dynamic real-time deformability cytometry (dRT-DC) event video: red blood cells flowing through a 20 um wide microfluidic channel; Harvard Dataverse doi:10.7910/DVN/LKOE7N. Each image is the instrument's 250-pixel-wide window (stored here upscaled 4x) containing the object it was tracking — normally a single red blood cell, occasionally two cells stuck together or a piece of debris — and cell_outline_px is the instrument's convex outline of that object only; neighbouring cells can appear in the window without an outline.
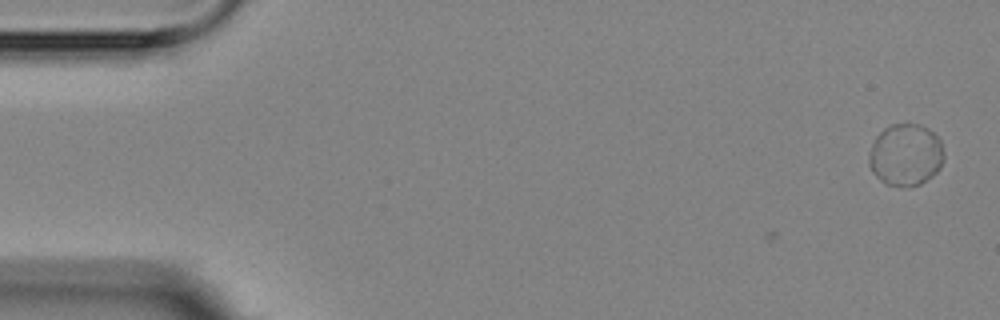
{"species": "Egyptian fruit bat (a non-hibernating species)", "species_latin": "Rousettus aegyptiacus", "temperature_condition": "room temperature", "stored_images_in_passage": 2, "camera_frame_rate_fps": 3000, "um_per_image_px": 0.085, "animal": {"sex": "female"}, "frame": {"image": 1, "passage_image": 2, "time_ms": 1.333, "image_size_px": [1000, 320], "cell_outline_px": [[944, 160], [940, 168], [932, 176], [920, 184], [888, 184], [880, 180], [872, 172], [868, 164], [868, 156], [872, 144], [876, 136], [884, 128], [892, 124], [920, 124], [928, 128], [940, 140], [944, 152]], "centroid_in_image_um": [76.98, 13.13], "position_along_channel_um": 8.0, "area_um2": 26.88}}